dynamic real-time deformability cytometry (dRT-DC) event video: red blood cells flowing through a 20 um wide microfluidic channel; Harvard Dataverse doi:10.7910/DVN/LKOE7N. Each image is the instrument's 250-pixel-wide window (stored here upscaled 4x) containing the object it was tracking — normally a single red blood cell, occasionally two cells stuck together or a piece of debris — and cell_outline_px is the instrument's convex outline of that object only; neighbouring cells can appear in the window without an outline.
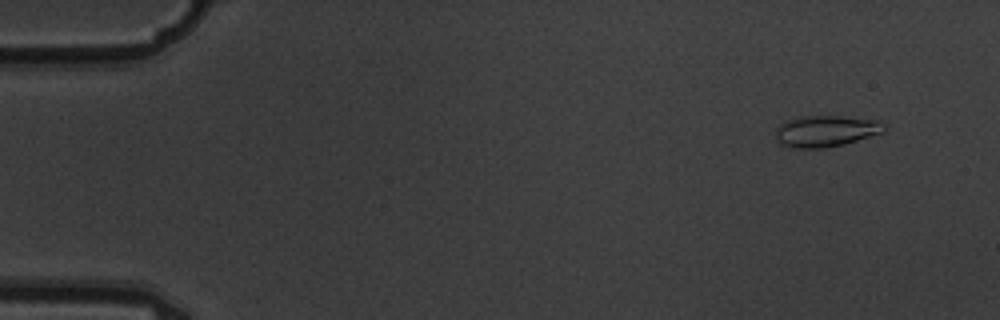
{"species": "common noctule bat (a hibernating species)", "species_latin": "Nyctalus noctula", "temperature_condition": "warm", "stored_images_in_passage": 5, "camera_frame_rate_fps": 3000, "um_per_image_px": 0.085, "animal": {"sex": "male", "body_mass_g": 19.5, "forearm_length_mm": 54.6}, "frame": {"image": 1, "passage_image": 1, "time_ms": 0.0, "image_size_px": [1000, 320], "cell_outline_px": [[888, 128], [884, 132], [844, 144], [824, 148], [796, 148], [780, 144], [776, 140], [776, 128], [784, 120], [804, 116], [840, 116], [880, 120]], "centroid_in_image_um": [70.2, 11.13], "position_along_channel_um": 14.8, "area_um2": 20.0}}
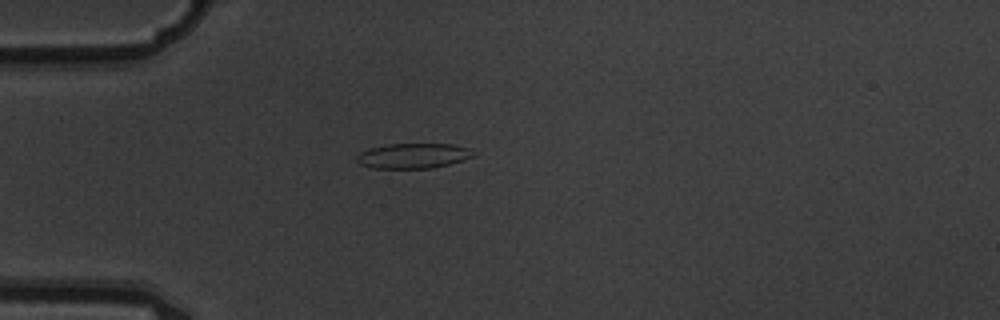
{"frame": {"image": 2, "passage_image": 4, "time_ms": 1.0, "image_size_px": [1000, 320], "cell_outline_px": [[476, 156], [448, 164], [432, 168], [372, 168], [360, 164], [356, 160], [356, 156], [360, 152], [372, 148], [388, 144], [452, 144], [468, 148]], "centroid_in_image_um": [35.11, 13.24], "position_along_channel_um": 49.9, "area_um2": 16.88}}